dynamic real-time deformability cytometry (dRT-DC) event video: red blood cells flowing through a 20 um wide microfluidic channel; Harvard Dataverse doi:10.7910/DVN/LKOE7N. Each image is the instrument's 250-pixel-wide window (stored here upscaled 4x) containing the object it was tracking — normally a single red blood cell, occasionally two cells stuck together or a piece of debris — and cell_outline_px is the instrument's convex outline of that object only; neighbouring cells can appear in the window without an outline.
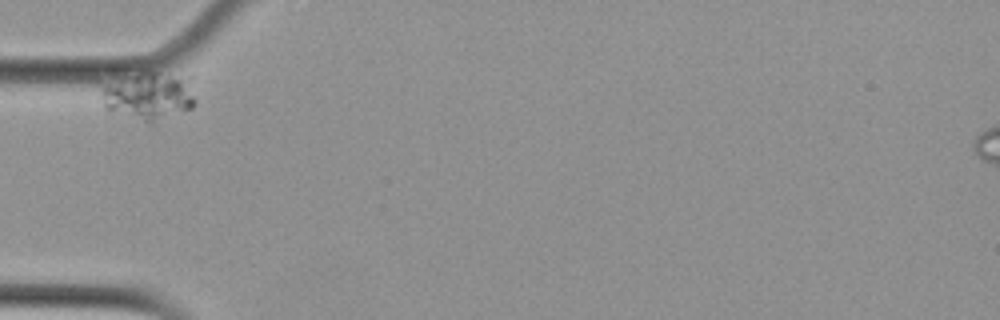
{"species": "Egyptian fruit bat (a non-hibernating species)", "species_latin": "Rousettus aegyptiacus", "temperature_condition": "cold", "stored_images_in_passage": 4, "camera_frame_rate_fps": 3000, "um_per_image_px": 0.085, "animal": {"sex": "female"}, "frame": {"image": 1, "passage_image": 1, "time_ms": 0.0, "image_size_px": [1000, 320], "cell_outline_px": [[196, 104], [192, 108], [156, 128], [104, 108], [96, 84], [144, 72], [160, 72], [184, 80], [196, 100]], "centroid_in_image_um": [12.53, 8.28], "position_along_channel_um": 72.5, "area_um2": 27.28}}
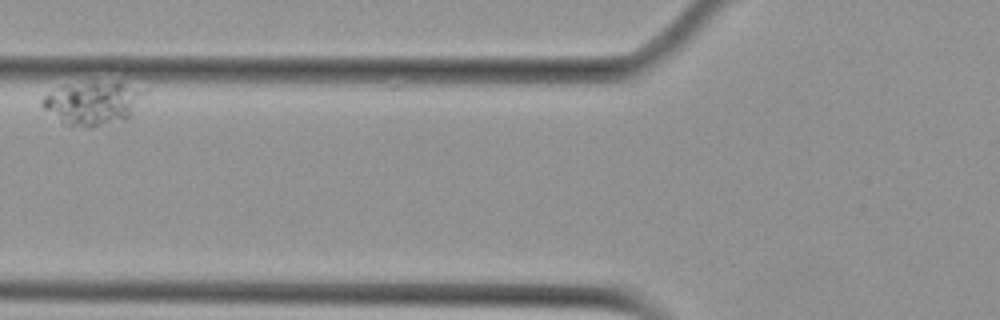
{"frame": {"image": 2, "passage_image": 3, "time_ms": 2.333, "image_size_px": [1000, 320], "cell_outline_px": [[144, 92], [128, 120], [92, 128], [72, 128], [64, 124], [44, 108], [40, 104], [40, 100], [48, 92], [64, 84], [120, 80]], "centroid_in_image_um": [7.83, 8.78], "position_along_channel_um": 118.0, "area_um2": 26.3}}
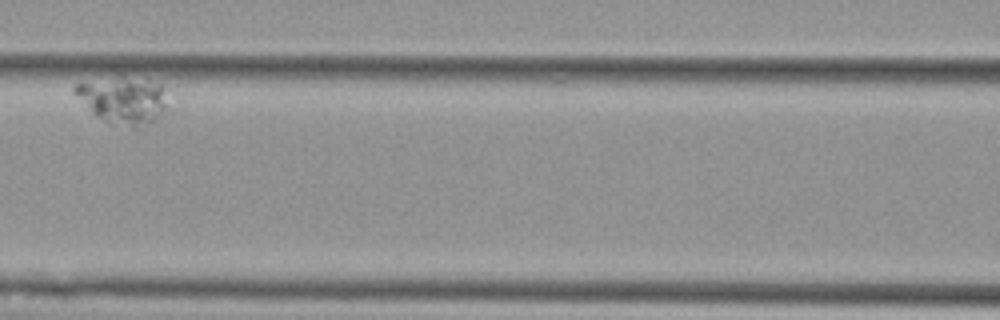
{"frame": {"image": 3, "passage_image": 4, "time_ms": 4.0, "image_size_px": [1000, 320], "cell_outline_px": [[168, 108], [164, 112], [140, 128], [132, 128], [112, 124], [96, 116], [72, 92], [72, 88], [76, 84], [112, 68], [160, 84]], "centroid_in_image_um": [10.36, 8.35], "position_along_channel_um": 156.2, "area_um2": 27.34}}